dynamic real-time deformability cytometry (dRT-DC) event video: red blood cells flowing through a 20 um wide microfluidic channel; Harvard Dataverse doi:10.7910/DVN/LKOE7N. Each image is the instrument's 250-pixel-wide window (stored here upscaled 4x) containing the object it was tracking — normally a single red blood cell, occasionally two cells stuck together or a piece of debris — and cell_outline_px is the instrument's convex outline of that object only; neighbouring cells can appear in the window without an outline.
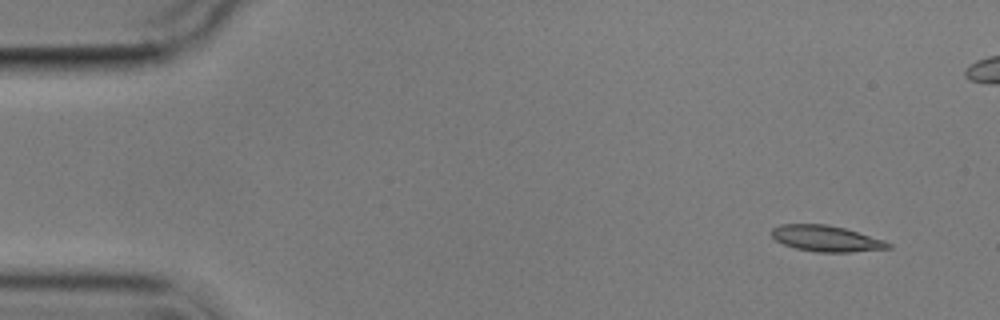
{"species": "common noctule bat (a hibernating species)", "species_latin": "Nyctalus noctula", "temperature_condition": "cold", "stored_images_in_passage": 5, "camera_frame_rate_fps": 3000, "um_per_image_px": 0.085, "animal": {"sex": "male", "body_mass_g": 17.9}, "frame": {"image": 1, "passage_image": 1, "time_ms": 0.0, "image_size_px": [1000, 320], "cell_outline_px": [[892, 248], [852, 252], [816, 252], [796, 248], [784, 244], [776, 240], [772, 236], [772, 228], [780, 224], [828, 224], [844, 228], [884, 240], [892, 244]], "centroid_in_image_um": [70.24, 20.27], "position_along_channel_um": 14.8, "area_um2": 17.63}}